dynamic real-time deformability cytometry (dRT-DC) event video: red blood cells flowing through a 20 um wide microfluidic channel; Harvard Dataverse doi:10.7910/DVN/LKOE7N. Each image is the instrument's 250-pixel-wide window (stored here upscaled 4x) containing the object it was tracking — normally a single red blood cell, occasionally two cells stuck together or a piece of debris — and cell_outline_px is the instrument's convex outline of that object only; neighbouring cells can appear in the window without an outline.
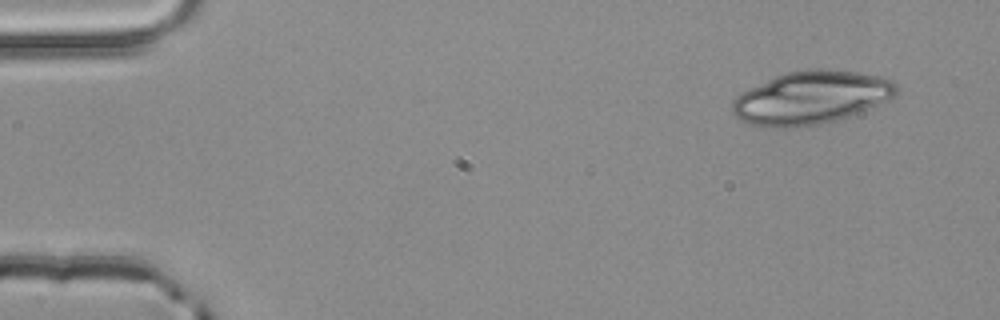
{"species": "common noctule bat (a hibernating species)", "species_latin": "Nyctalus noctula", "temperature_condition": "room temperature", "stored_images_in_passage": 3, "camera_frame_rate_fps": 3000, "um_per_image_px": 0.085, "animal": {"sex": "male", "body_mass_g": 20.4}, "frame": {"image": 1, "passage_image": 1, "time_ms": 0.0, "image_size_px": [1000, 320], "cell_outline_px": [[900, 88], [892, 96], [876, 104], [848, 116], [836, 120], [820, 124], [788, 128], [784, 128], [752, 124], [740, 120], [732, 112], [732, 100], [740, 92], [748, 88], [784, 72], [808, 68], [824, 68], [856, 72], [880, 76], [892, 80]], "centroid_in_image_um": [68.89, 8.27], "position_along_channel_um": 16.1, "area_um2": 50.52}}